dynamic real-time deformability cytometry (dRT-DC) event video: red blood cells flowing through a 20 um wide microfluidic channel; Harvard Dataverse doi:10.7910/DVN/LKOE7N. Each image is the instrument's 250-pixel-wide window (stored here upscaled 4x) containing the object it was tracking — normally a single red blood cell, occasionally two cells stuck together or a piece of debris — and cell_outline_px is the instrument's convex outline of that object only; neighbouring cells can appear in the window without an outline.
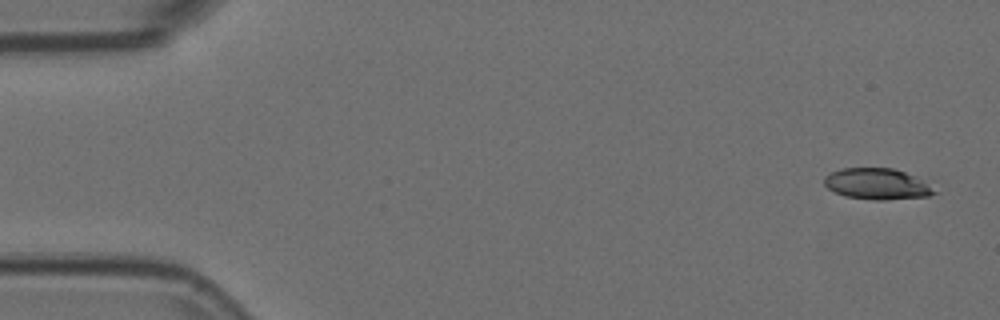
{"species": "Egyptian fruit bat (a non-hibernating species)", "species_latin": "Rousettus aegyptiacus", "temperature_condition": "room temperature", "stored_images_in_passage": 4, "camera_frame_rate_fps": 3000, "um_per_image_px": 0.085, "animal": {"sex": "female"}, "frame": {"image": 1, "passage_image": 1, "time_ms": 0.0, "image_size_px": [1000, 320], "cell_outline_px": [[936, 192], [928, 196], [884, 200], [872, 200], [844, 196], [828, 188], [824, 184], [824, 176], [840, 168], [892, 168], [916, 176], [924, 180]], "centroid_in_image_um": [74.53, 15.63], "position_along_channel_um": 10.5, "area_um2": 19.88}}
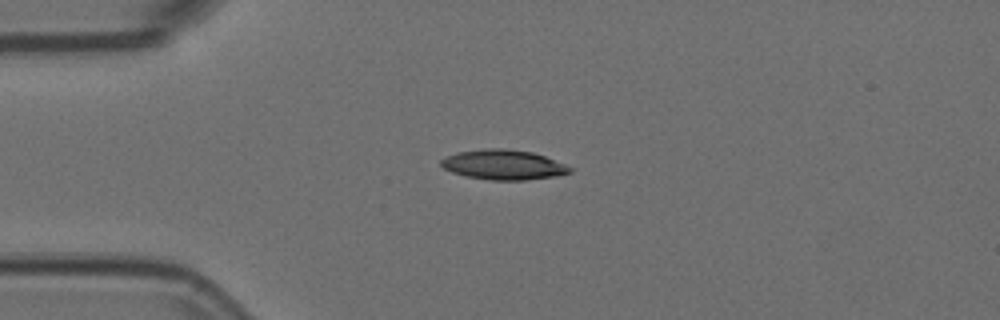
{"frame": {"image": 2, "passage_image": 4, "time_ms": 1.0, "image_size_px": [1000, 320], "cell_outline_px": [[572, 172], [556, 176], [524, 180], [488, 180], [468, 176], [452, 172], [444, 168], [440, 164], [440, 160], [444, 156], [456, 152], [484, 148], [508, 148], [532, 152], [544, 156], [564, 164], [572, 168]], "centroid_in_image_um": [42.76, 13.99], "position_along_channel_um": 42.2, "area_um2": 22.54}}